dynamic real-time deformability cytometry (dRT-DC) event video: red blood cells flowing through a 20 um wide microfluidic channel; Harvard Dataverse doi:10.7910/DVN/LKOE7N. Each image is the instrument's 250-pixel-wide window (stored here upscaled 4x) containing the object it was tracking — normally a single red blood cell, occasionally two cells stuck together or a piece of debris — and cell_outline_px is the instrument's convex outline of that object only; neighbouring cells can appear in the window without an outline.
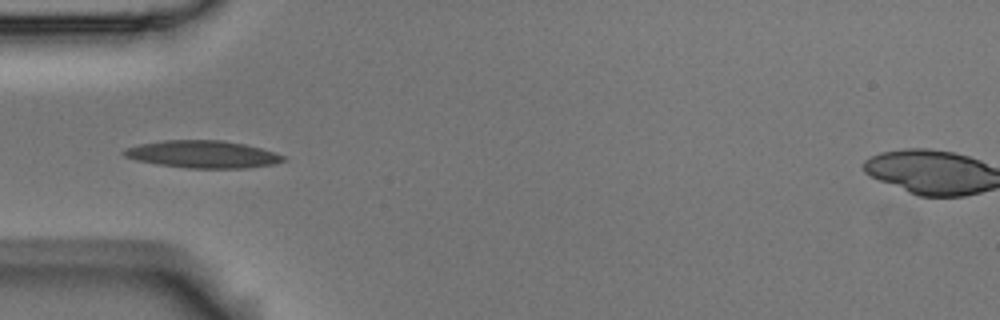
{"species": "Egyptian fruit bat (a non-hibernating species)", "species_latin": "Rousettus aegyptiacus", "temperature_condition": "room temperature", "stored_images_in_passage": 7, "camera_frame_rate_fps": 3000, "um_per_image_px": 0.085, "animal": {"sex": "male"}, "frame": {"image": 1, "passage_image": 4, "time_ms": 1.0, "image_size_px": [1000, 320], "cell_outline_px": [[288, 160], [276, 164], [248, 168], [188, 168], [156, 164], [136, 160], [124, 156], [120, 152], [124, 148], [140, 144], [164, 140], [220, 140], [244, 144], [260, 148], [284, 156]], "centroid_in_image_um": [17.21, 13.12], "position_along_channel_um": 67.8, "area_um2": 25.49}}
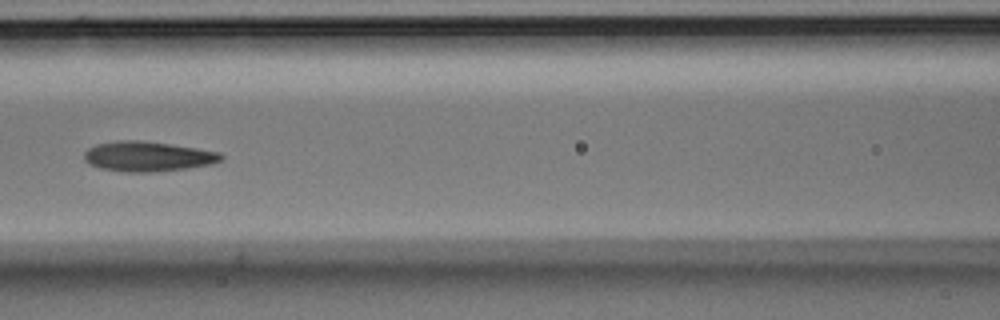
{"frame": {"image": 2, "passage_image": 6, "time_ms": 1.667, "image_size_px": [1000, 320], "cell_outline_px": [[224, 156], [220, 160], [212, 164], [188, 168], [152, 172], [128, 172], [100, 168], [84, 160], [84, 152], [88, 148], [96, 144], [116, 140], [140, 140], [196, 148], [220, 152]], "centroid_in_image_um": [12.55, 13.29], "position_along_channel_um": 154.1, "area_um2": 23.81}}
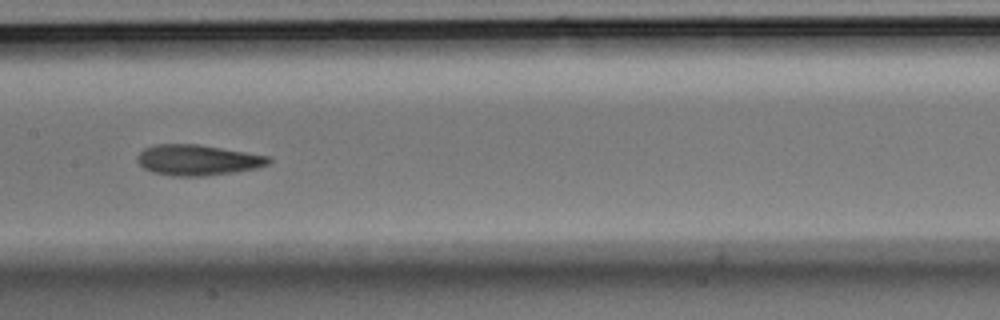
{"frame": {"image": 3, "passage_image": 7, "time_ms": 2.0, "image_size_px": [1000, 320], "cell_outline_px": [[272, 160], [268, 164], [256, 168], [236, 172], [204, 176], [172, 176], [152, 172], [144, 168], [136, 160], [136, 156], [144, 148], [156, 144], [196, 144], [272, 156]], "centroid_in_image_um": [16.81, 13.6], "position_along_channel_um": 190.6, "area_um2": 23.58}}